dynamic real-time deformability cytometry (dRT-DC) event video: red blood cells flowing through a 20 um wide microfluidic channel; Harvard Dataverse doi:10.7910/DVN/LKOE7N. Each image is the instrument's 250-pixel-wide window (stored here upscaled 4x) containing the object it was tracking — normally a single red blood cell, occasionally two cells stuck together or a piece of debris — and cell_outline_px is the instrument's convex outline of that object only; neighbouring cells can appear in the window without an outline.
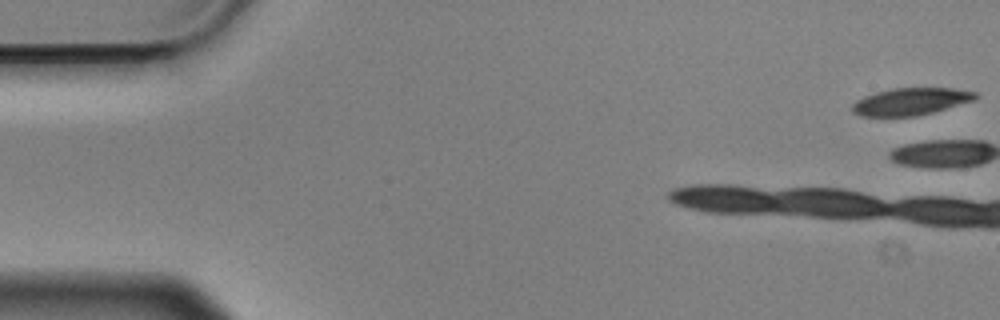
{"species": "Egyptian fruit bat (a non-hibernating species)", "species_latin": "Rousettus aegyptiacus", "temperature_condition": "cold", "stored_images_in_passage": 2, "camera_frame_rate_fps": 3000, "um_per_image_px": 0.085, "animal": {"sex": "male"}, "frame": {"image": 1, "passage_image": 1, "time_ms": 0.0, "image_size_px": [1000, 320], "cell_outline_px": [[976, 100], [932, 112], [916, 116], [860, 116], [852, 112], [852, 104], [856, 100], [864, 96], [876, 92], [892, 88], [952, 88], [976, 92]], "centroid_in_image_um": [77.39, 8.63], "position_along_channel_um": 7.6, "area_um2": 19.48}}